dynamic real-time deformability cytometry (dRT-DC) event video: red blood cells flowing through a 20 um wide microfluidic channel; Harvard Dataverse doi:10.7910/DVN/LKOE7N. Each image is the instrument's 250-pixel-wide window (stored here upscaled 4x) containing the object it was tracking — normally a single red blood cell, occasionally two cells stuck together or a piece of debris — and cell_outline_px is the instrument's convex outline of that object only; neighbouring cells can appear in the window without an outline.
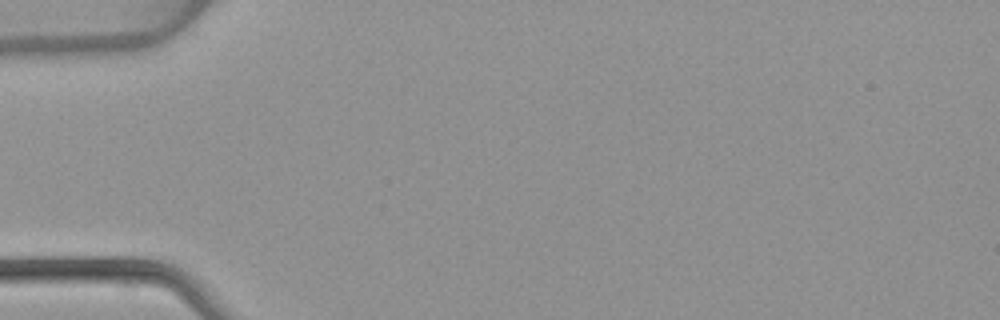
{"species": "common noctule bat (a hibernating species)", "species_latin": "Nyctalus noctula", "temperature_condition": "warm", "stored_images_in_passage": 2, "camera_frame_rate_fps": 3000, "um_per_image_px": 0.085, "animal": {"sex": "female", "body_mass_g": 22.7, "forearm_length_mm": 54.2}, "frame": {"image": 1, "passage_image": 1, "time_ms": 0.0, "image_size_px": [1000, 320], "cell_outline_px": [[116, 284], [112, 284], [16, 280], [40, 260], [84, 260], [116, 280]], "centroid_in_image_um": [5.66, 23.17], "position_along_channel_um": 79.3, "area_um2": 11.91}}